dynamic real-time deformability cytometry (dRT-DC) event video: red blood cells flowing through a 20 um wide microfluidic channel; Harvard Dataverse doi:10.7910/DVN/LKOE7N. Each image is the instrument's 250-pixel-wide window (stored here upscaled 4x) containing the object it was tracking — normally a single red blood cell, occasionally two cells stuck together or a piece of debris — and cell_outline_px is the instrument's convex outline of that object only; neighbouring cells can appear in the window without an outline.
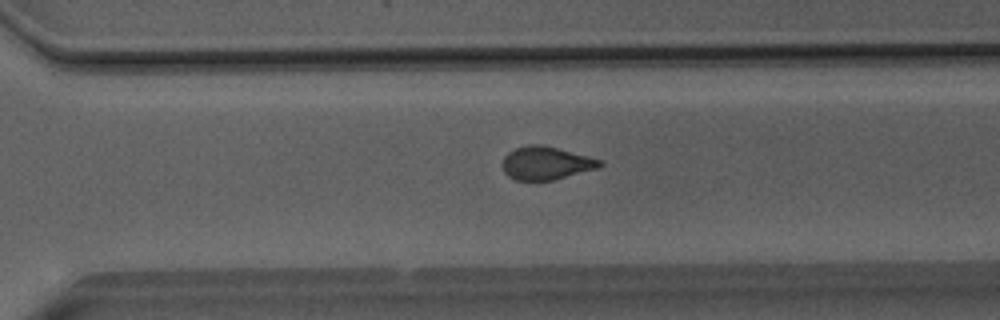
{"species": "Egyptian fruit bat (a non-hibernating species)", "species_latin": "Rousettus aegyptiacus", "temperature_condition": "room temperature", "stored_images_in_passage": 51, "camera_frame_rate_fps": 3000, "um_per_image_px": 0.085, "animal": {"sex": "male"}, "frame": {"image": 1, "passage_image": 36, "time_ms": 11.667, "image_size_px": [1000, 320], "cell_outline_px": [[604, 164], [596, 168], [552, 180], [516, 180], [508, 176], [504, 172], [500, 164], [504, 156], [508, 152], [516, 148], [528, 144], [540, 144], [604, 160]], "centroid_in_image_um": [46.37, 13.86], "position_along_channel_um": 324.2, "area_um2": 18.73}}
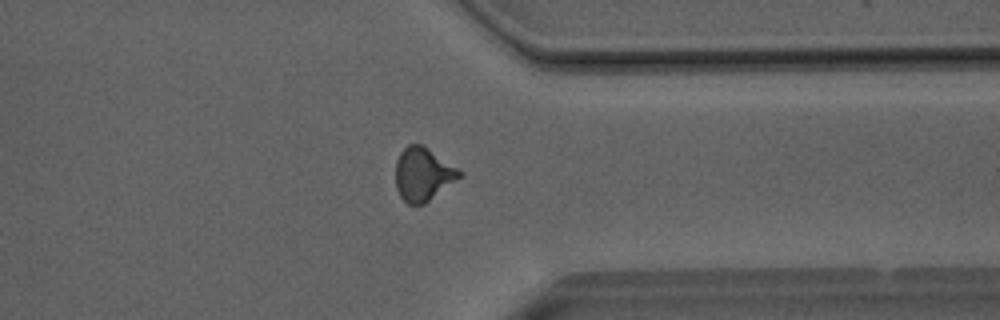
{"frame": {"image": 2, "passage_image": 40, "time_ms": 13.0, "image_size_px": [1000, 320], "cell_outline_px": [[464, 176], [424, 204], [408, 204], [400, 196], [396, 188], [396, 160], [400, 152], [408, 144], [424, 144], [464, 172]], "centroid_in_image_um": [35.99, 14.79], "position_along_channel_um": 375.4, "area_um2": 20.23}}
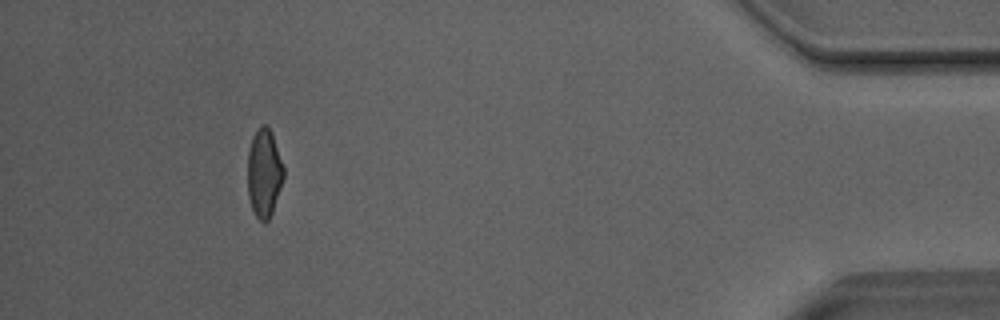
{"frame": {"image": 3, "passage_image": 47, "time_ms": 15.333, "image_size_px": [1000, 320], "cell_outline_px": [[284, 176], [272, 212], [268, 220], [264, 224], [256, 216], [252, 208], [248, 196], [248, 152], [252, 136], [260, 124], [264, 124], [272, 132], [284, 168]], "centroid_in_image_um": [22.44, 14.69], "position_along_channel_um": 412.8, "area_um2": 18.5}, "authors_computed_cell_mechanics": {"area_um2": 19.7098, "velocity_mm_per_s": 4.0791, "shape_relaxation_time_tau1_ms": 9.7807, "shape_relaxation_time_tau2_ms": 1.4776, "deformation_change_tau1": 0.2, "deformation_change_tau2": 0.0862}}